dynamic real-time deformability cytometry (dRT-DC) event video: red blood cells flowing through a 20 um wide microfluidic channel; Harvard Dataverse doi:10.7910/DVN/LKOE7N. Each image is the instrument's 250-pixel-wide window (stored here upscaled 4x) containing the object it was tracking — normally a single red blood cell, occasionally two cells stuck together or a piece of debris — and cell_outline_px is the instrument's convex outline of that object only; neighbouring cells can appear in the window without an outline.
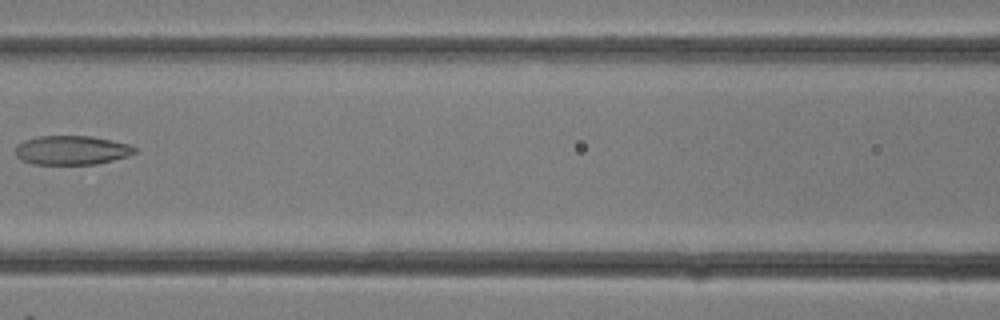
{"species": "common noctule bat (a hibernating species)", "species_latin": "Nyctalus noctula", "temperature_condition": "room temperature", "stored_images_in_passage": 29, "camera_frame_rate_fps": 3000, "um_per_image_px": 0.085, "animal": {"sex": "female"}, "frame": {"image": 1, "passage_image": 14, "time_ms": 4.333, "image_size_px": [1000, 320], "cell_outline_px": [[136, 152], [128, 156], [96, 164], [32, 164], [20, 160], [16, 156], [16, 144], [24, 140], [40, 136], [92, 136], [128, 144], [136, 148]], "centroid_in_image_um": [6.06, 12.77], "position_along_channel_um": 160.5, "area_um2": 20.23}}
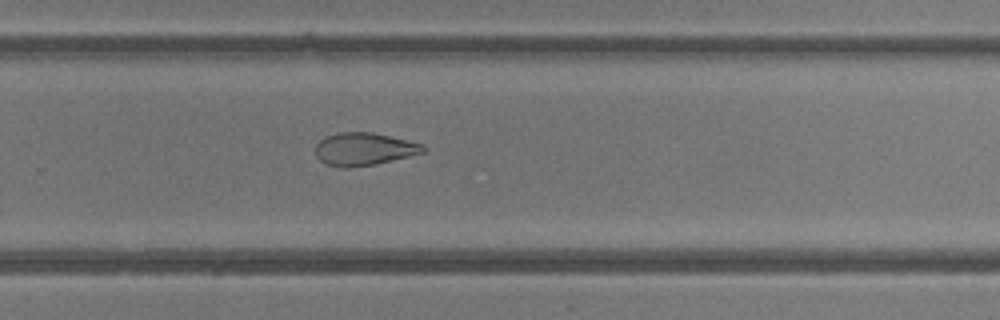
{"frame": {"image": 2, "passage_image": 20, "time_ms": 6.333, "image_size_px": [1000, 320], "cell_outline_px": [[428, 148], [424, 152], [376, 164], [348, 168], [344, 168], [328, 164], [320, 160], [316, 156], [316, 144], [324, 136], [340, 132], [372, 132], [420, 144]], "centroid_in_image_um": [30.9, 12.67], "position_along_channel_um": 298.9, "area_um2": 20.29}}
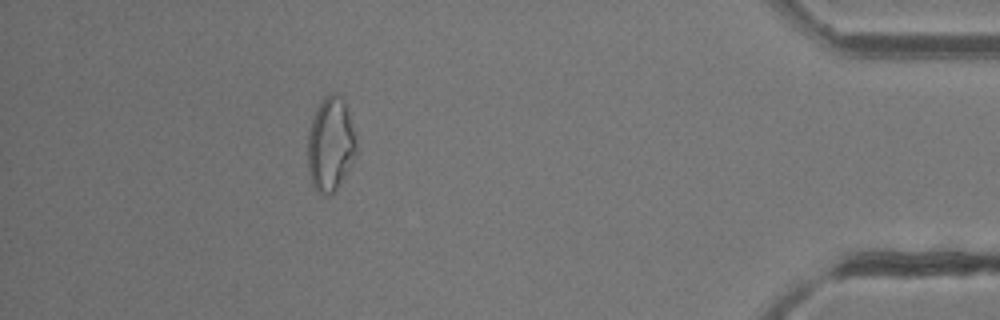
{"frame": {"image": 3, "passage_image": 27, "time_ms": 8.667, "image_size_px": [1000, 320], "cell_outline_px": [[356, 152], [336, 192], [328, 196], [316, 192], [312, 184], [308, 168], [308, 132], [316, 108], [320, 100], [324, 96], [332, 92], [336, 92], [344, 100], [348, 112], [356, 140]], "centroid_in_image_um": [28.07, 12.27], "position_along_channel_um": 407.1, "area_um2": 26.65}}